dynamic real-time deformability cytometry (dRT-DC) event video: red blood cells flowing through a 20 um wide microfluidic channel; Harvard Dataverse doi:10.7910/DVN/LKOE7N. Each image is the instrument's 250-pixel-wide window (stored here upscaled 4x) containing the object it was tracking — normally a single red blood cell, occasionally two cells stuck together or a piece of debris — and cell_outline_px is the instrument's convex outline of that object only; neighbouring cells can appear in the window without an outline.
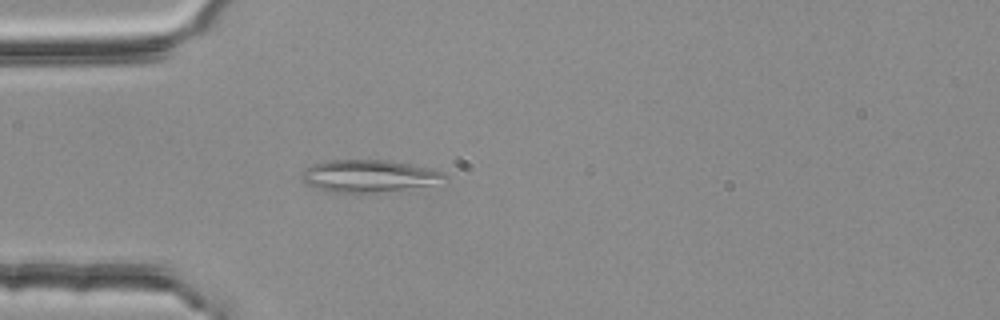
{"species": "common noctule bat (a hibernating species)", "species_latin": "Nyctalus noctula", "temperature_condition": "room temperature", "stored_images_in_passage": 52, "segment_of_instrument_passage": [1, 2], "camera_frame_rate_fps": 3000, "um_per_image_px": 0.085, "animal": {"sex": "female", "body_mass_g": 25.1}, "frame": {"image": 1, "passage_image": 13, "time_ms": 4.0, "image_size_px": [1000, 320], "cell_outline_px": [[448, 176], [440, 188], [364, 196], [336, 192], [316, 188], [308, 184], [304, 180], [304, 168], [312, 164], [328, 160], [384, 160], [432, 168], [444, 172]], "centroid_in_image_um": [31.61, 15.05], "position_along_channel_um": 53.4, "area_um2": 28.96}}